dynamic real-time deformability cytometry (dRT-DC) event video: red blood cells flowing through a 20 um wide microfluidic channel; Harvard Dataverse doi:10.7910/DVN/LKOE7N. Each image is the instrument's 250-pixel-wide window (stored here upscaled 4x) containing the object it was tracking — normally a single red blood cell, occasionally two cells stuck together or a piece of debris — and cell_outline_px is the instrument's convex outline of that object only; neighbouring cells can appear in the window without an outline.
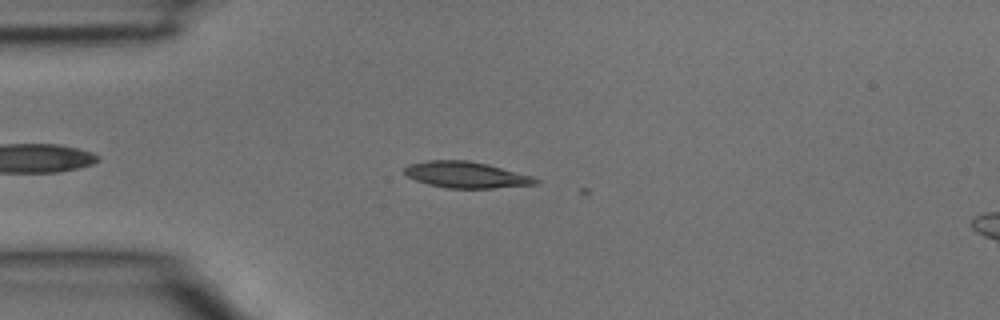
{"species": "common noctule bat (a hibernating species)", "species_latin": "Nyctalus noctula", "temperature_condition": "room temperature", "stored_images_in_passage": 2, "camera_frame_rate_fps": 3000, "um_per_image_px": 0.085, "animal": {"sex": "male", "body_mass_g": 15.6}, "frame": {"image": 1, "passage_image": 1, "time_ms": 0.0, "image_size_px": [1000, 320], "cell_outline_px": [[540, 184], [492, 188], [448, 188], [428, 184], [416, 180], [408, 176], [404, 172], [404, 168], [408, 164], [428, 160], [468, 160], [488, 164], [532, 176], [540, 180]], "centroid_in_image_um": [39.64, 14.85], "position_along_channel_um": 45.4, "area_um2": 20.06}}